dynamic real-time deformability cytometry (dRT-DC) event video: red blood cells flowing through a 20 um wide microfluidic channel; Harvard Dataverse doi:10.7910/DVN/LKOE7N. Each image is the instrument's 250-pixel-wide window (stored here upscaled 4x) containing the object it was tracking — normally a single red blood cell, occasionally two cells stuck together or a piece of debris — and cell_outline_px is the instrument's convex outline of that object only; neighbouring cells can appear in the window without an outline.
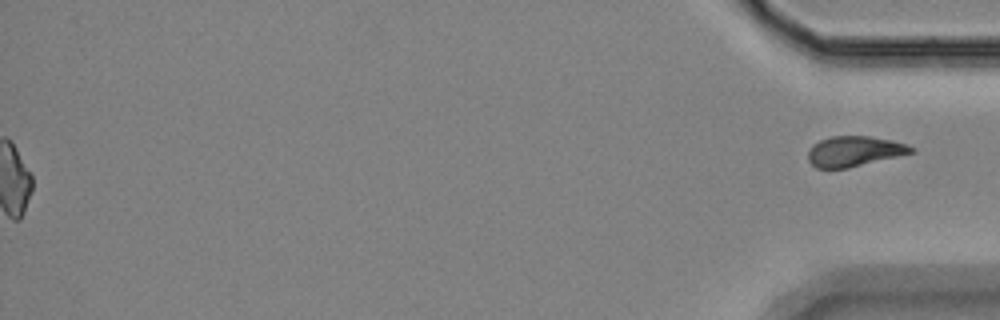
{"species": "Egyptian fruit bat (a non-hibernating species)", "species_latin": "Rousettus aegyptiacus", "temperature_condition": "room temperature", "stored_images_in_passage": 57, "segment_of_instrument_passage": [2, 2], "camera_frame_rate_fps": 3000, "um_per_image_px": 0.085, "animal": {"sex": "female"}, "frame": {"image": 1, "passage_image": 57, "time_ms": 18.667, "image_size_px": [1000, 320], "cell_outline_px": [[916, 152], [848, 168], [816, 168], [808, 160], [808, 152], [812, 144], [820, 140], [832, 136], [872, 136], [892, 140], [916, 148]], "centroid_in_image_um": [72.63, 12.85], "position_along_channel_um": 362.6, "area_um2": 18.26}}